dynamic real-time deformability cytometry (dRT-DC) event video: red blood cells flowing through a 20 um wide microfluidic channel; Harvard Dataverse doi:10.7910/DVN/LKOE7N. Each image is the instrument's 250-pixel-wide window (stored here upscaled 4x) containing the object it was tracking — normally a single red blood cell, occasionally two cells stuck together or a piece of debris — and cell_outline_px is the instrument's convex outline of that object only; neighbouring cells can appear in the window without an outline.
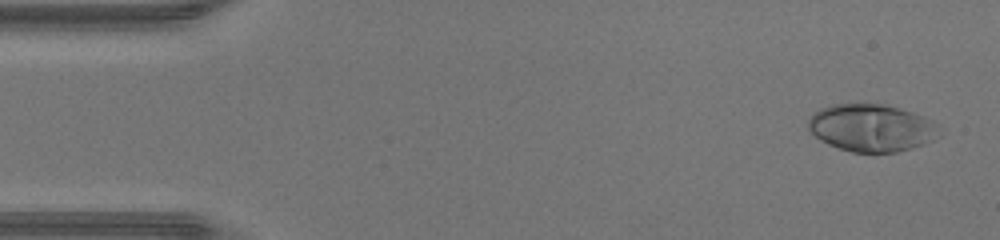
{"species": "human", "species_latin": "Homo sapiens", "temperature_condition": "warm", "stored_images_in_passage": 45, "camera_frame_rate_fps": 3000, "um_per_image_px": 0.085, "donor": {"sex": "male"}, "frame": {"image": 1, "passage_image": 2, "time_ms": 0.333, "image_size_px": [1000, 240], "cell_outline_px": [[940, 136], [924, 144], [912, 148], [896, 152], [852, 152], [828, 144], [820, 140], [808, 128], [808, 120], [820, 108], [832, 104], [884, 104], [900, 108], [924, 116], [932, 120]], "centroid_in_image_um": [74.07, 10.86], "position_along_channel_um": 10.9, "area_um2": 35.95}}
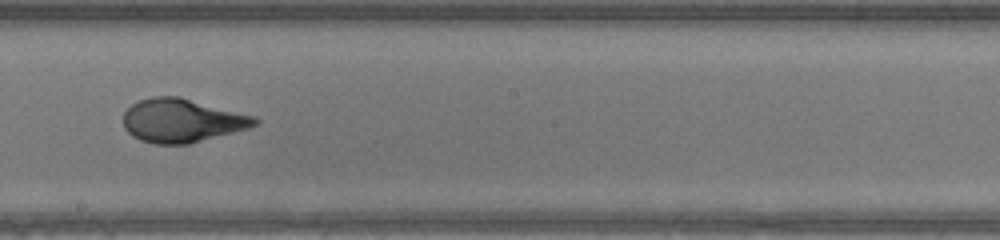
{"frame": {"image": 2, "passage_image": 25, "time_ms": 8.0, "image_size_px": [1000, 240], "cell_outline_px": [[260, 120], [256, 124], [248, 128], [188, 144], [156, 144], [140, 140], [132, 136], [124, 128], [124, 112], [132, 104], [140, 100], [152, 96], [180, 96], [256, 116]], "centroid_in_image_um": [15.46, 10.23], "position_along_channel_um": 232.7, "area_um2": 33.41}}
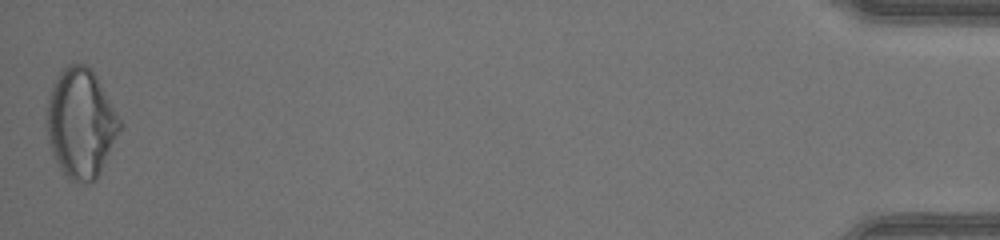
{"frame": {"image": 3, "passage_image": 45, "time_ms": 14.667, "image_size_px": [1000, 240], "cell_outline_px": [[124, 124], [96, 180], [88, 184], [72, 180], [60, 168], [52, 156], [48, 140], [48, 96], [52, 84], [56, 76], [68, 64], [84, 64], [96, 76]], "centroid_in_image_um": [6.89, 10.49], "position_along_channel_um": 428.3, "area_um2": 46.36}, "authors_computed_cell_mechanics": {"area_um2": 34.1598, "velocity_mm_per_s": 4.5016, "shape_relaxation_time_tau1_ms": 5.8876, "shape_relaxation_time_tau2_ms": null, "deformation_change_tau1": 0.2904, "deformation_change_tau2": null}}